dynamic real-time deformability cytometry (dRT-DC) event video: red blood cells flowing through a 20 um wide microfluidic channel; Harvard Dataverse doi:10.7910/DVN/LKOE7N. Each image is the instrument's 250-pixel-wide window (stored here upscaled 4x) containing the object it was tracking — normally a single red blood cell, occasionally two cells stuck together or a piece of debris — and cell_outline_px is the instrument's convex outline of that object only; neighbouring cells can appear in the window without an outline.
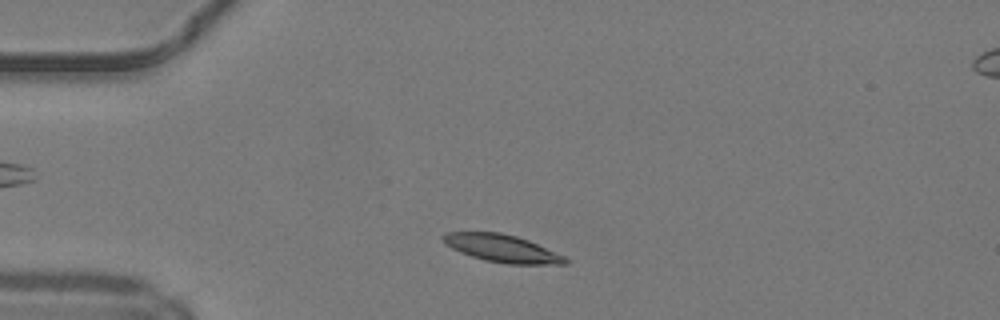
{"species": "common noctule bat (a hibernating species)", "species_latin": "Nyctalus noctula", "temperature_condition": "warm", "stored_images_in_passage": 42, "camera_frame_rate_fps": 3000, "um_per_image_px": 0.085, "animal": {"sex": "male", "body_mass_g": 19.2, "forearm_length_mm": 51.8}, "frame": {"image": 1, "passage_image": 5, "time_ms": 1.333, "image_size_px": [1000, 320], "cell_outline_px": [[568, 264], [508, 264], [484, 260], [460, 252], [444, 244], [440, 236], [448, 232], [500, 232], [516, 236], [528, 240], [564, 256], [568, 260]], "centroid_in_image_um": [42.64, 21.11], "position_along_channel_um": 42.4, "area_um2": 19.54}}
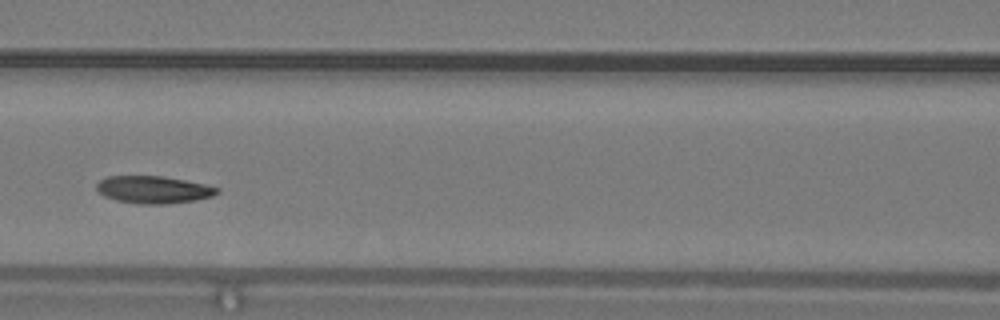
{"frame": {"image": 2, "passage_image": 15, "time_ms": 4.667, "image_size_px": [1000, 320], "cell_outline_px": [[220, 192], [212, 196], [196, 200], [168, 204], [140, 204], [116, 200], [104, 196], [96, 188], [96, 184], [100, 180], [108, 176], [164, 176], [204, 184], [220, 188]], "centroid_in_image_um": [13.06, 16.12], "position_along_channel_um": 153.5, "area_um2": 19.25}}
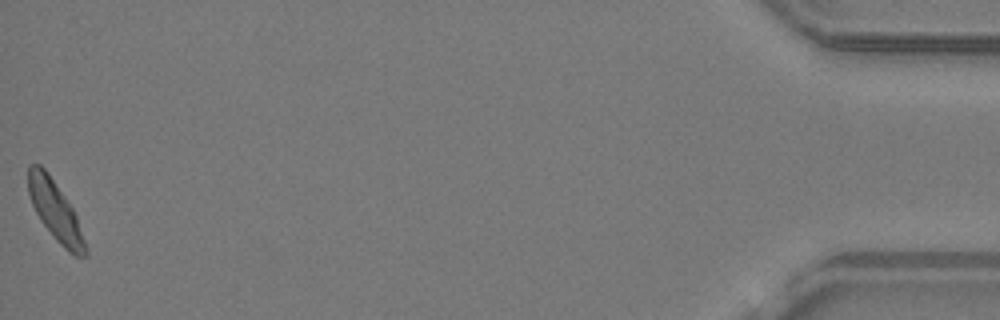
{"frame": {"image": 3, "passage_image": 42, "time_ms": 13.667, "image_size_px": [1000, 320], "cell_outline_px": [[88, 256], [76, 256], [68, 252], [56, 240], [40, 220], [32, 204], [28, 192], [28, 164], [40, 164], [48, 172], [72, 208], [76, 216], [88, 252]], "centroid_in_image_um": [4.68, 17.92], "position_along_channel_um": 430.5, "area_um2": 19.48}, "authors_computed_cell_mechanics": {"area_um2": 19.5075, "velocity_mm_per_s": 4.1725, "shape_relaxation_time_tau1_ms": 3.2158, "shape_relaxation_time_tau2_ms": 3.227, "deformation_change_tau1": 0.1158, "deformation_change_tau2": 0.0844}}